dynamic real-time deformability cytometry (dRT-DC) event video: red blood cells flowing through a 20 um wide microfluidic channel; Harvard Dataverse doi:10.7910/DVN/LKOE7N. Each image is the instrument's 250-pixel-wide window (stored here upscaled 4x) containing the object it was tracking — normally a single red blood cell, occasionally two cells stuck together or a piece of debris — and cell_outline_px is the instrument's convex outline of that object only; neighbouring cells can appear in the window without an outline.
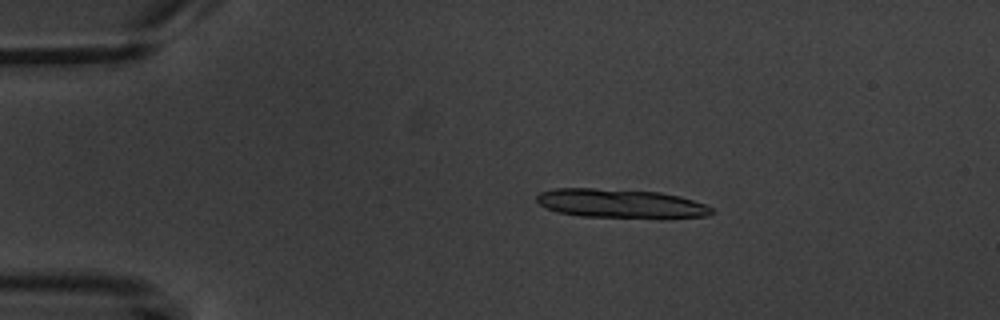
{"species": "common noctule bat (a hibernating species)", "species_latin": "Nyctalus noctula", "temperature_condition": "warm", "stored_images_in_passage": 6, "camera_frame_rate_fps": 3000, "um_per_image_px": 0.085, "animal": {"sex": "male", "body_mass_g": 20.1, "forearm_length_mm": 53.5}, "frame": {"image": 1, "passage_image": 4, "time_ms": 3.333, "image_size_px": [1000, 320], "cell_outline_px": [[716, 212], [708, 216], [664, 220], [580, 216], [556, 212], [540, 204], [536, 200], [536, 196], [540, 192], [556, 188], [592, 188], [660, 192], [680, 196], [704, 204], [712, 208]], "centroid_in_image_um": [52.84, 17.34], "position_along_channel_um": 32.2, "area_um2": 30.46}}